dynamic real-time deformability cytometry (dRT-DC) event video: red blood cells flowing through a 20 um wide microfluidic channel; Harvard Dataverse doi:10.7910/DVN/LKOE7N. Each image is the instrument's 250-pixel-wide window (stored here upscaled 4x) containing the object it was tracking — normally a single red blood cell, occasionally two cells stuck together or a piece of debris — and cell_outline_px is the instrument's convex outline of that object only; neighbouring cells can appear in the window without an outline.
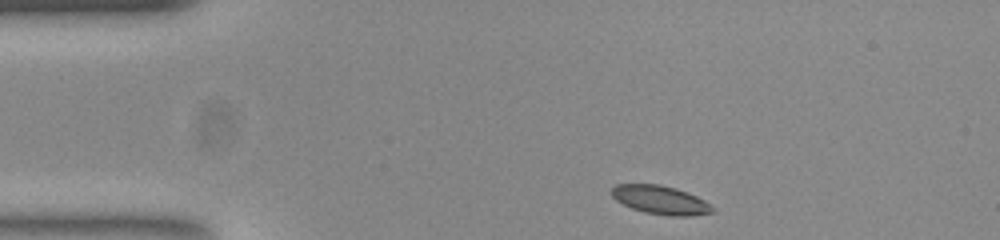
{"species": "common noctule bat (a hibernating species)", "species_latin": "Nyctalus noctula", "temperature_condition": "room temperature", "stored_images_in_passage": 46, "camera_frame_rate_fps": 3000, "um_per_image_px": 0.085, "animal": {"sex": "female", "body_mass_g": 23.0, "forearm_length_mm": 53.4}, "frame": {"image": 1, "passage_image": 1, "time_ms": 0.0, "image_size_px": [1000, 240], "cell_outline_px": [[716, 212], [692, 216], [668, 216], [644, 212], [632, 208], [616, 200], [612, 196], [612, 188], [616, 184], [656, 184], [672, 188], [696, 196], [704, 200], [716, 208]], "centroid_in_image_um": [56.17, 17.02], "position_along_channel_um": 28.8, "area_um2": 16.7}}
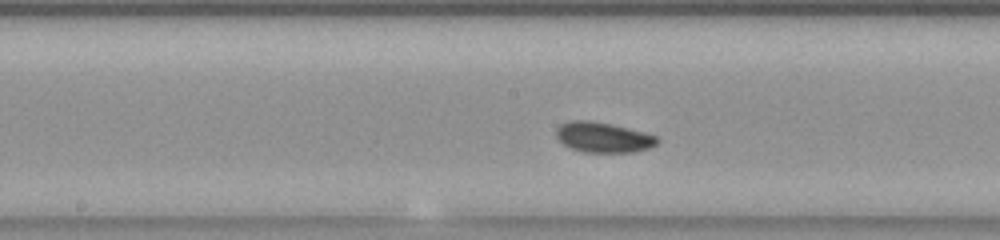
{"frame": {"image": 2, "passage_image": 19, "time_ms": 6.0, "image_size_px": [1000, 240], "cell_outline_px": [[656, 144], [648, 148], [636, 152], [584, 152], [572, 148], [564, 144], [556, 136], [556, 128], [560, 124], [576, 120], [584, 120], [608, 124], [656, 136]], "centroid_in_image_um": [51.22, 11.69], "position_along_channel_um": 197.0, "area_um2": 17.17}}
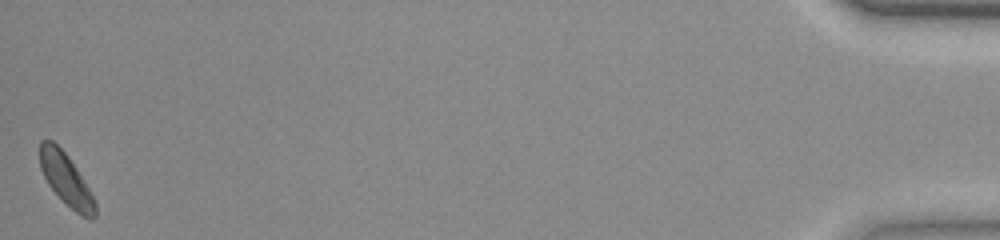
{"frame": {"image": 3, "passage_image": 46, "time_ms": 15.0, "image_size_px": [1000, 240], "cell_outline_px": [[96, 216], [92, 220], [88, 220], [76, 212], [48, 184], [40, 168], [40, 140], [52, 140], [68, 156], [84, 180], [96, 204]], "centroid_in_image_um": [5.62, 15.26], "position_along_channel_um": 429.6, "area_um2": 16.3}, "authors_computed_cell_mechanics": {"area_um2": 16.8198, "velocity_mm_per_s": 3.7052, "shape_relaxation_time_tau1_ms": 2.4607, "shape_relaxation_time_tau2_ms": 6.3085, "deformation_change_tau1": 0.0796, "deformation_change_tau2": 0.1046}}